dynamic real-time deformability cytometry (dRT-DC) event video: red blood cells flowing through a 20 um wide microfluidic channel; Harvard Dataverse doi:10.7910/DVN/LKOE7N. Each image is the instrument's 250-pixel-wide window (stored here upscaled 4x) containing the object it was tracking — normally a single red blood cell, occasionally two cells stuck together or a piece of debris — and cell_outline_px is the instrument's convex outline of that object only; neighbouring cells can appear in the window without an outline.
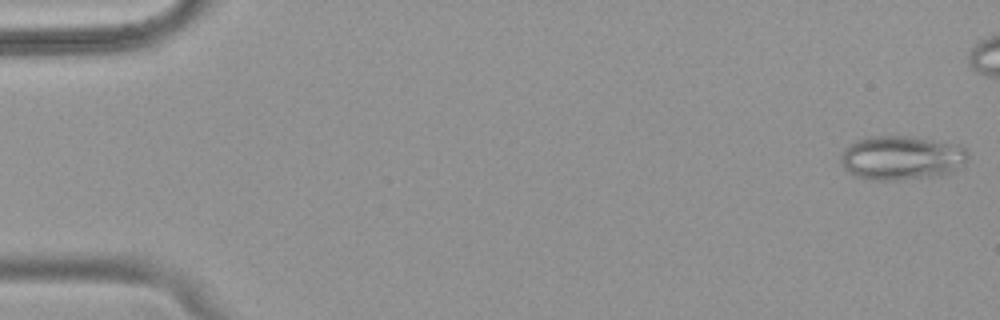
{"species": "common noctule bat (a hibernating species)", "species_latin": "Nyctalus noctula", "temperature_condition": "warm", "stored_images_in_passage": 46, "camera_frame_rate_fps": 3000, "um_per_image_px": 0.085, "animal": {"sex": "female", "body_mass_g": 18.4}, "frame": {"image": 1, "passage_image": 1, "time_ms": 0.0, "image_size_px": [1000, 320], "cell_outline_px": [[968, 160], [960, 168], [952, 172], [940, 176], [900, 180], [876, 180], [852, 176], [840, 164], [840, 160], [844, 148], [848, 144], [872, 136], [908, 136], [948, 144], [964, 148], [968, 152]], "centroid_in_image_um": [76.6, 13.45], "position_along_channel_um": 8.4, "area_um2": 32.66}}
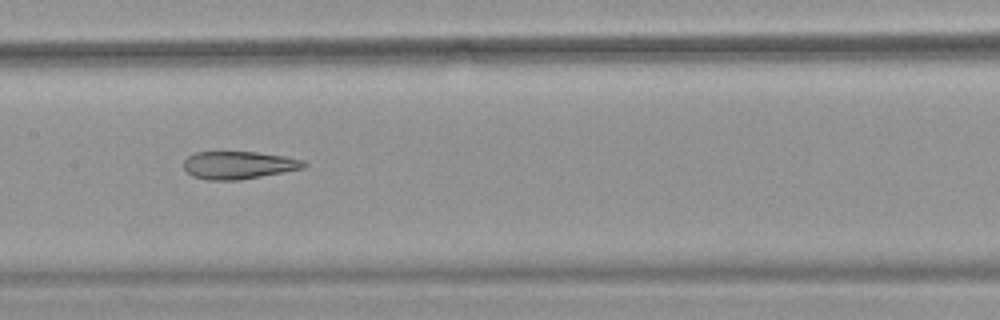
{"frame": {"image": 2, "passage_image": 26, "time_ms": 8.333, "image_size_px": [1000, 320], "cell_outline_px": [[308, 164], [304, 168], [284, 172], [240, 180], [204, 180], [192, 176], [184, 168], [184, 160], [188, 156], [196, 152], [256, 152], [284, 156], [304, 160]], "centroid_in_image_um": [20.28, 14.04], "position_along_channel_um": 187.1, "area_um2": 19.48}}
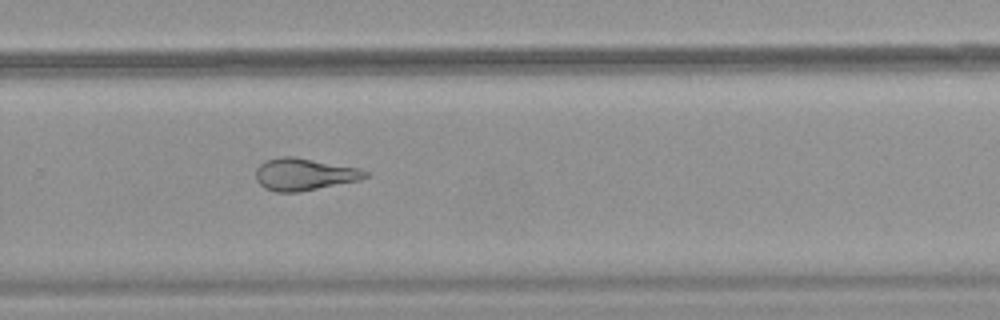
{"frame": {"image": 3, "passage_image": 35, "time_ms": 11.333, "image_size_px": [1000, 320], "cell_outline_px": [[368, 176], [360, 180], [300, 192], [276, 192], [264, 188], [256, 180], [256, 168], [264, 160], [280, 156], [292, 156], [360, 168], [368, 172]], "centroid_in_image_um": [25.84, 14.81], "position_along_channel_um": 304.0, "area_um2": 20.63}}